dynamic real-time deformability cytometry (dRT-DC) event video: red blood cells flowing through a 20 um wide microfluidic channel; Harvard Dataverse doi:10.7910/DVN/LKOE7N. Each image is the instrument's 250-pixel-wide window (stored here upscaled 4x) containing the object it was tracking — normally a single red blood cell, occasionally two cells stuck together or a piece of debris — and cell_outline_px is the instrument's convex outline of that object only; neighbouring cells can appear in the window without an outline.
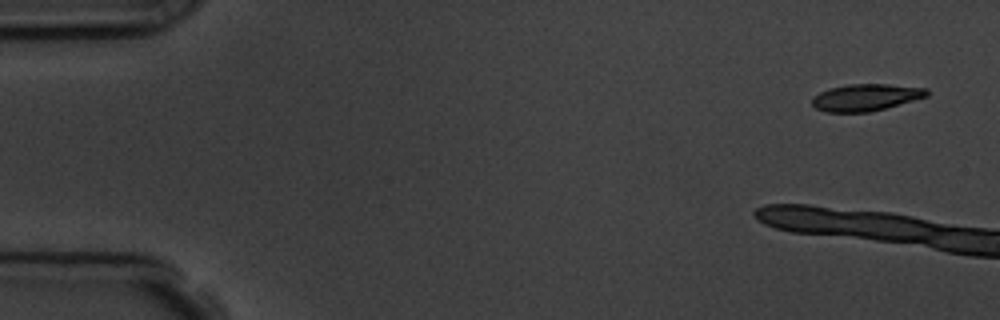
{"species": "common noctule bat (a hibernating species)", "species_latin": "Nyctalus noctula", "temperature_condition": "room temperature", "stored_images_in_passage": 4, "camera_frame_rate_fps": 3000, "um_per_image_px": 0.085, "animal": {"sex": "male", "body_mass_g": 19.5, "forearm_length_mm": 54.6}, "frame": {"image": 1, "passage_image": 1, "time_ms": 0.0, "image_size_px": [1000, 320], "cell_outline_px": [[928, 96], [884, 108], [868, 112], [824, 112], [816, 108], [812, 104], [812, 96], [828, 88], [848, 84], [888, 84], [928, 88]], "centroid_in_image_um": [73.56, 8.27], "position_along_channel_um": 11.4, "area_um2": 17.98}}